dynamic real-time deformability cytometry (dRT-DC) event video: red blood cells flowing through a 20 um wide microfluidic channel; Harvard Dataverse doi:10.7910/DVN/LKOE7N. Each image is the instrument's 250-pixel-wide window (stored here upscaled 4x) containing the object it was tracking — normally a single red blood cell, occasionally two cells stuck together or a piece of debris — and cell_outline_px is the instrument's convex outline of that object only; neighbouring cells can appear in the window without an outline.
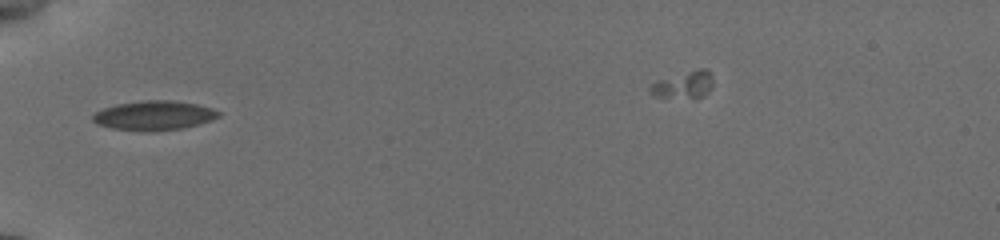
{"species": "common noctule bat (a hibernating species)", "species_latin": "Nyctalus noctula", "temperature_condition": "cold", "stored_images_in_passage": 35, "camera_frame_rate_fps": 3000, "um_per_image_px": 0.085, "animal": {"sex": "female", "body_mass_g": 19.5, "forearm_length_mm": 54.1}, "frame": {"image": 1, "passage_image": 1, "time_ms": 0.0, "image_size_px": [1000, 240], "cell_outline_px": [[220, 116], [212, 120], [200, 124], [180, 128], [112, 128], [96, 124], [92, 120], [92, 116], [96, 112], [104, 108], [116, 104], [144, 100], [172, 100], [196, 104], [212, 108], [220, 112]], "centroid_in_image_um": [13.12, 9.76], "position_along_channel_um": 71.9, "area_um2": 20.58}}
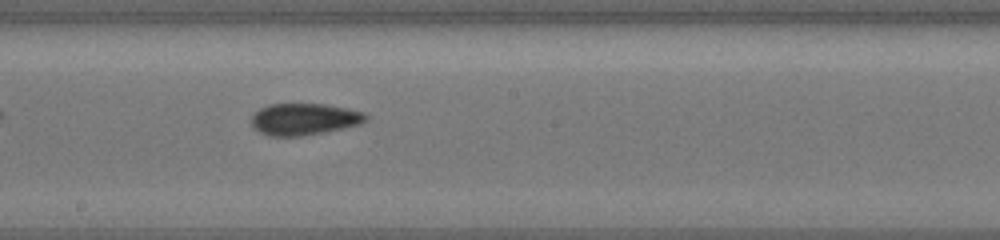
{"frame": {"image": 2, "passage_image": 13, "time_ms": 4.0, "image_size_px": [1000, 240], "cell_outline_px": [[368, 120], [360, 124], [300, 136], [268, 136], [252, 128], [252, 116], [260, 108], [268, 104], [324, 104], [348, 108], [364, 112], [368, 116]], "centroid_in_image_um": [25.84, 10.12], "position_along_channel_um": 222.4, "area_um2": 21.04}}
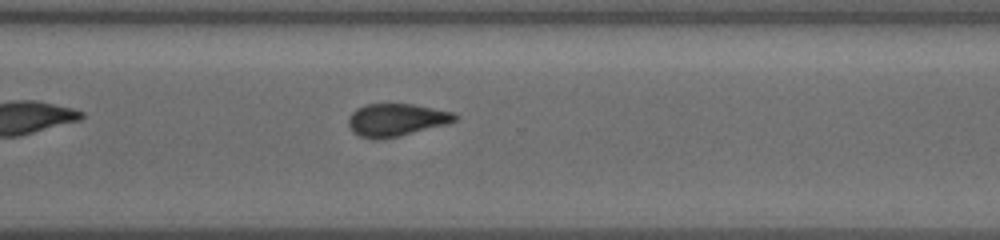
{"frame": {"image": 3, "passage_image": 22, "time_ms": 7.0, "image_size_px": [1000, 240], "cell_outline_px": [[460, 116], [456, 120], [444, 124], [396, 136], [360, 136], [352, 132], [348, 128], [348, 116], [356, 108], [364, 104], [412, 104], [452, 112]], "centroid_in_image_um": [33.64, 10.14], "position_along_channel_um": 337.0, "area_um2": 19.48}}